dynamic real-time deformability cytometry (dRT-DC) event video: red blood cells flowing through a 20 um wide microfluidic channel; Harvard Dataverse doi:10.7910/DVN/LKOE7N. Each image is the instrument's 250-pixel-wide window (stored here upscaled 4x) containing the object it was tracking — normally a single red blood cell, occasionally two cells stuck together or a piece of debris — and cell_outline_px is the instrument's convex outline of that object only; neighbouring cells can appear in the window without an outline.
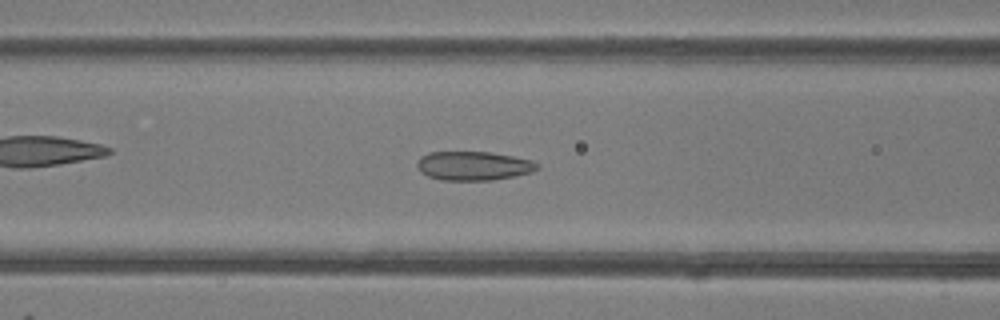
{"species": "common noctule bat (a hibernating species)", "species_latin": "Nyctalus noctula", "temperature_condition": "room temperature", "stored_images_in_passage": 48, "camera_frame_rate_fps": 3000, "um_per_image_px": 0.085, "animal": {"sex": "female"}, "frame": {"image": 1, "passage_image": 19, "time_ms": 6.0, "image_size_px": [1000, 320], "cell_outline_px": [[540, 168], [532, 172], [492, 180], [440, 180], [428, 176], [420, 172], [416, 164], [420, 156], [428, 152], [488, 152], [512, 156], [532, 160], [540, 164]], "centroid_in_image_um": [40.24, 14.09], "position_along_channel_um": 126.4, "area_um2": 20.35}}
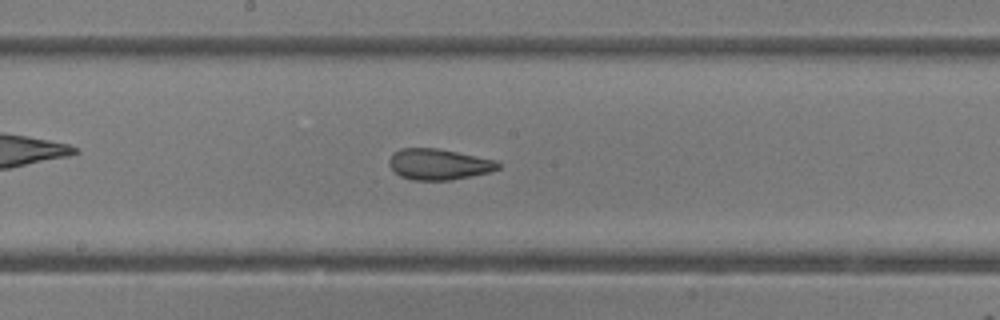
{"frame": {"image": 2, "passage_image": 25, "time_ms": 8.0, "image_size_px": [1000, 320], "cell_outline_px": [[500, 168], [488, 172], [452, 180], [412, 180], [400, 176], [388, 164], [388, 160], [392, 152], [400, 148], [436, 148], [496, 160], [500, 164]], "centroid_in_image_um": [37.25, 13.96], "position_along_channel_um": 210.9, "area_um2": 19.59}}
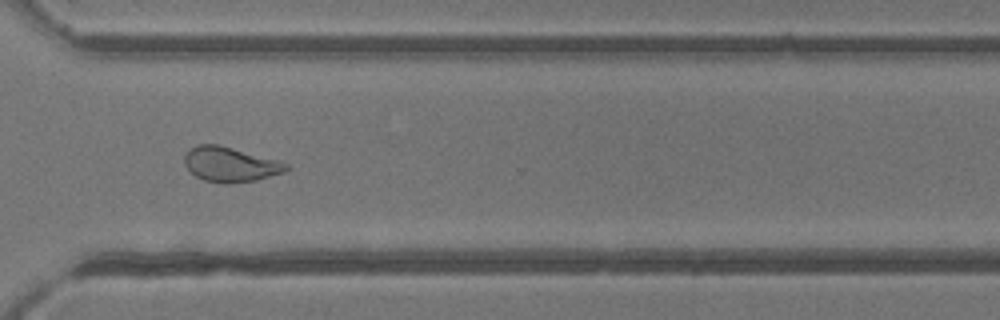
{"frame": {"image": 3, "passage_image": 35, "time_ms": 11.333, "image_size_px": [1000, 320], "cell_outline_px": [[288, 168], [284, 172], [256, 180], [224, 184], [204, 180], [196, 176], [184, 164], [184, 156], [196, 144], [220, 144], [280, 160], [288, 164]], "centroid_in_image_um": [19.59, 13.96], "position_along_channel_um": 351.0, "area_um2": 20.69}, "authors_computed_cell_mechanics": {"area_um2": 22.1663, "velocity_mm_per_s": 4.2148, "shape_relaxation_time_tau1_ms": null, "shape_relaxation_time_tau2_ms": 1.1069, "deformation_change_tau1": null, "deformation_change_tau2": 0.0676}}